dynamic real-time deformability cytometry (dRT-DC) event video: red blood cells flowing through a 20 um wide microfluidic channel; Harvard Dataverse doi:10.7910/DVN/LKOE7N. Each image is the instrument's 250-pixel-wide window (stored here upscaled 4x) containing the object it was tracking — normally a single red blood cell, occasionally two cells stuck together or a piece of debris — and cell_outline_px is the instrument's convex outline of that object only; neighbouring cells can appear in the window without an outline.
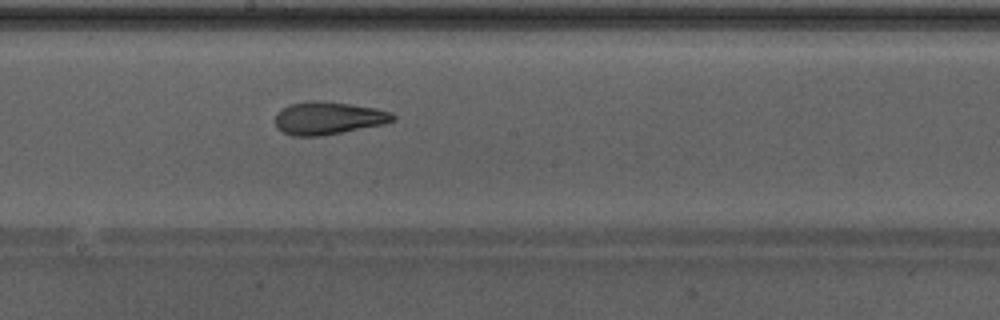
{"species": "Egyptian fruit bat (a non-hibernating species)", "species_latin": "Rousettus aegyptiacus", "temperature_condition": "warm", "stored_images_in_passage": 38, "camera_frame_rate_fps": 3000, "um_per_image_px": 0.085, "animal": {"sex": "male"}, "frame": {"image": 1, "passage_image": 17, "time_ms": 5.333, "image_size_px": [1000, 320], "cell_outline_px": [[396, 120], [384, 124], [320, 136], [292, 136], [280, 132], [276, 128], [276, 112], [280, 108], [288, 104], [308, 100], [324, 100], [352, 104], [376, 108], [392, 112], [396, 116]], "centroid_in_image_um": [27.87, 10.02], "position_along_channel_um": 220.3, "area_um2": 22.95}, "authors_computed_cell_mechanics": {"area_um2": 23.2356, "velocity_mm_per_s": 4.307, "shape_relaxation_time_tau1_ms": 9.9574, "shape_relaxation_time_tau2_ms": 1.8533, "deformation_change_tau1": 0.2887, "deformation_change_tau2": 0.0669}}